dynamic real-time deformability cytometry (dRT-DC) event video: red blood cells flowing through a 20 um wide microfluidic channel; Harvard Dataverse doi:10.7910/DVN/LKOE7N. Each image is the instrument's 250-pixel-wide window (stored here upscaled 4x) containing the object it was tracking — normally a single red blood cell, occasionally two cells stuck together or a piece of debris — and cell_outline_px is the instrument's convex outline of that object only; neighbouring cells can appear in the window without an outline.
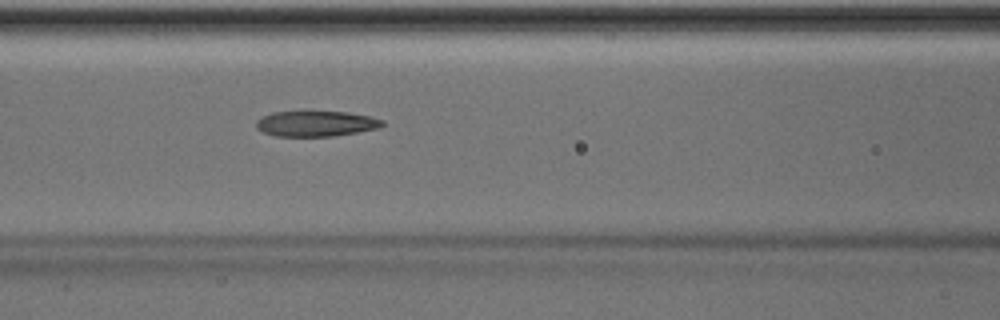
{"species": "Egyptian fruit bat (a non-hibernating species)", "species_latin": "Rousettus aegyptiacus", "temperature_condition": "room temperature", "stored_images_in_passage": 40, "camera_frame_rate_fps": 3000, "um_per_image_px": 0.085, "animal": {"sex": "male"}, "frame": {"image": 1, "passage_image": 18, "time_ms": 5.667, "image_size_px": [1000, 320], "cell_outline_px": [[384, 124], [376, 128], [356, 132], [332, 136], [276, 136], [264, 132], [256, 128], [256, 120], [272, 112], [348, 112], [368, 116], [384, 120]], "centroid_in_image_um": [26.83, 10.51], "position_along_channel_um": 139.8, "area_um2": 18.44}}